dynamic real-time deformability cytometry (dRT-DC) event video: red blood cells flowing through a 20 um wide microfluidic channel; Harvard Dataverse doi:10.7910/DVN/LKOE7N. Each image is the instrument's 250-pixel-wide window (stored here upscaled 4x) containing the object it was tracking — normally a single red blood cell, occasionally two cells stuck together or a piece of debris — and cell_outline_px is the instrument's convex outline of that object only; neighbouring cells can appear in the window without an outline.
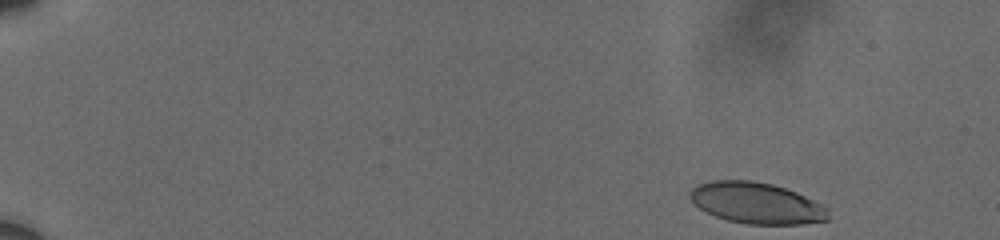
{"species": "human", "species_latin": "Homo sapiens", "temperature_condition": "cold", "stored_images_in_passage": 54, "camera_frame_rate_fps": 3000, "um_per_image_px": 0.085, "donor": {"sex": "male"}, "frame": {"image": 1, "passage_image": 1, "time_ms": 0.0, "image_size_px": [1000, 240], "cell_outline_px": [[828, 220], [804, 224], [748, 224], [728, 220], [716, 216], [692, 204], [688, 196], [692, 188], [700, 184], [712, 180], [752, 180], [772, 184], [796, 192], [828, 208]], "centroid_in_image_um": [64.28, 17.26], "position_along_channel_um": 20.7, "area_um2": 33.06}}
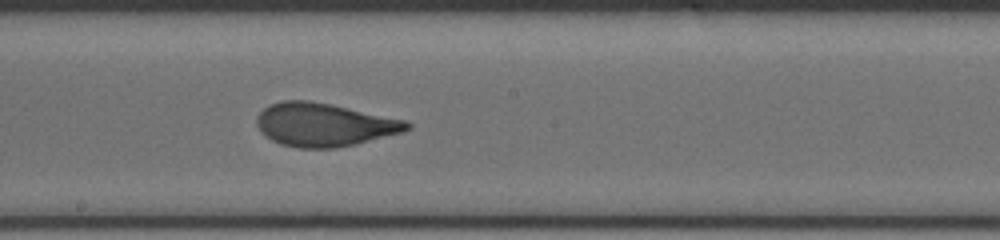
{"frame": {"image": 2, "passage_image": 30, "time_ms": 9.667, "image_size_px": [1000, 240], "cell_outline_px": [[412, 128], [404, 132], [356, 144], [336, 148], [296, 148], [280, 144], [264, 136], [260, 132], [256, 124], [256, 116], [264, 108], [280, 100], [308, 100], [408, 120], [412, 124]], "centroid_in_image_um": [27.55, 10.61], "position_along_channel_um": 220.6, "area_um2": 38.15}}
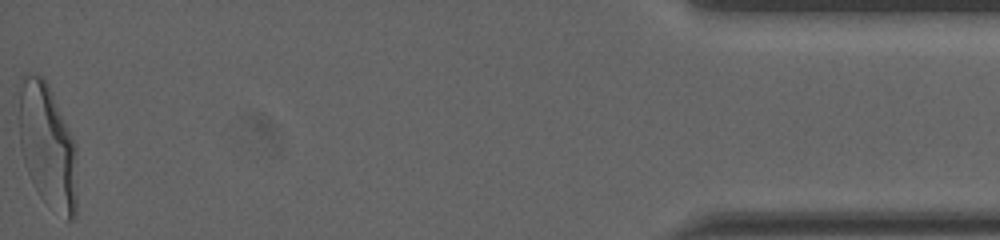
{"frame": {"image": 3, "passage_image": 54, "time_ms": 17.667, "image_size_px": [1000, 240], "cell_outline_px": [[76, 216], [72, 220], [68, 220], [44, 200], [40, 196], [28, 172], [20, 148], [16, 84], [20, 76], [28, 72], [44, 76], [52, 92], [76, 144]], "centroid_in_image_um": [3.99, 12.27], "position_along_channel_um": 431.2, "area_um2": 42.89}, "authors_computed_cell_mechanics": {"area_um2": 37.281, "velocity_mm_per_s": 3.6025, "shape_relaxation_time_tau1_ms": 4.9751, "shape_relaxation_time_tau2_ms": 0.9388, "deformation_change_tau1": 0.1934, "deformation_change_tau2": 0.0752}}